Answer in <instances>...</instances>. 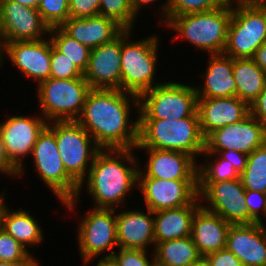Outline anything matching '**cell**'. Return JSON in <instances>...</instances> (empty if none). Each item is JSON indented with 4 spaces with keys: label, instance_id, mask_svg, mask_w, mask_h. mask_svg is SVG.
<instances>
[{
    "label": "cell",
    "instance_id": "6da1fadb",
    "mask_svg": "<svg viewBox=\"0 0 266 266\" xmlns=\"http://www.w3.org/2000/svg\"><path fill=\"white\" fill-rule=\"evenodd\" d=\"M132 109L138 113L139 97L134 94L119 89H91L76 121L100 149H135L139 121L138 115L135 121L130 117Z\"/></svg>",
    "mask_w": 266,
    "mask_h": 266
},
{
    "label": "cell",
    "instance_id": "7a4b0ae2",
    "mask_svg": "<svg viewBox=\"0 0 266 266\" xmlns=\"http://www.w3.org/2000/svg\"><path fill=\"white\" fill-rule=\"evenodd\" d=\"M132 150L100 149L93 159L86 181L80 185L77 197L63 205L71 212L75 210L85 182L86 191L95 202L94 208L116 209L119 204L124 208L127 193L138 186L137 166L141 162Z\"/></svg>",
    "mask_w": 266,
    "mask_h": 266
},
{
    "label": "cell",
    "instance_id": "3957f363",
    "mask_svg": "<svg viewBox=\"0 0 266 266\" xmlns=\"http://www.w3.org/2000/svg\"><path fill=\"white\" fill-rule=\"evenodd\" d=\"M138 144L135 148H154L184 152L196 161L205 149L199 116L183 119H138Z\"/></svg>",
    "mask_w": 266,
    "mask_h": 266
},
{
    "label": "cell",
    "instance_id": "277c9868",
    "mask_svg": "<svg viewBox=\"0 0 266 266\" xmlns=\"http://www.w3.org/2000/svg\"><path fill=\"white\" fill-rule=\"evenodd\" d=\"M232 5L206 12L185 14L166 18L162 26L176 31L175 38L182 37L208 55L222 54L226 42Z\"/></svg>",
    "mask_w": 266,
    "mask_h": 266
},
{
    "label": "cell",
    "instance_id": "5b68a950",
    "mask_svg": "<svg viewBox=\"0 0 266 266\" xmlns=\"http://www.w3.org/2000/svg\"><path fill=\"white\" fill-rule=\"evenodd\" d=\"M132 32V30L121 32L120 90L139 97L162 83L154 82L160 44L156 34L131 42Z\"/></svg>",
    "mask_w": 266,
    "mask_h": 266
},
{
    "label": "cell",
    "instance_id": "8992f818",
    "mask_svg": "<svg viewBox=\"0 0 266 266\" xmlns=\"http://www.w3.org/2000/svg\"><path fill=\"white\" fill-rule=\"evenodd\" d=\"M40 115L52 121H76L91 90L84 77L73 79L48 78L36 86Z\"/></svg>",
    "mask_w": 266,
    "mask_h": 266
},
{
    "label": "cell",
    "instance_id": "52a82bcc",
    "mask_svg": "<svg viewBox=\"0 0 266 266\" xmlns=\"http://www.w3.org/2000/svg\"><path fill=\"white\" fill-rule=\"evenodd\" d=\"M164 81L139 96L138 119H183L198 116L193 85Z\"/></svg>",
    "mask_w": 266,
    "mask_h": 266
},
{
    "label": "cell",
    "instance_id": "ba28073f",
    "mask_svg": "<svg viewBox=\"0 0 266 266\" xmlns=\"http://www.w3.org/2000/svg\"><path fill=\"white\" fill-rule=\"evenodd\" d=\"M47 127L55 134L65 170L80 186L88 176L93 159L100 148L77 121H52Z\"/></svg>",
    "mask_w": 266,
    "mask_h": 266
},
{
    "label": "cell",
    "instance_id": "9c48e42d",
    "mask_svg": "<svg viewBox=\"0 0 266 266\" xmlns=\"http://www.w3.org/2000/svg\"><path fill=\"white\" fill-rule=\"evenodd\" d=\"M266 40V7L232 6L223 54L233 59L252 58Z\"/></svg>",
    "mask_w": 266,
    "mask_h": 266
},
{
    "label": "cell",
    "instance_id": "30bf717a",
    "mask_svg": "<svg viewBox=\"0 0 266 266\" xmlns=\"http://www.w3.org/2000/svg\"><path fill=\"white\" fill-rule=\"evenodd\" d=\"M31 156L37 175L62 204L77 197L80 186L65 170L55 134L47 126L38 135Z\"/></svg>",
    "mask_w": 266,
    "mask_h": 266
},
{
    "label": "cell",
    "instance_id": "8fae6325",
    "mask_svg": "<svg viewBox=\"0 0 266 266\" xmlns=\"http://www.w3.org/2000/svg\"><path fill=\"white\" fill-rule=\"evenodd\" d=\"M78 225V249L84 266L108 251L104 257H112L118 247L116 209L91 208Z\"/></svg>",
    "mask_w": 266,
    "mask_h": 266
},
{
    "label": "cell",
    "instance_id": "7c38bea8",
    "mask_svg": "<svg viewBox=\"0 0 266 266\" xmlns=\"http://www.w3.org/2000/svg\"><path fill=\"white\" fill-rule=\"evenodd\" d=\"M245 194L246 189L240 178L221 182H198V197L201 206L218 214L230 224L256 222L249 215ZM202 200L207 205H203Z\"/></svg>",
    "mask_w": 266,
    "mask_h": 266
},
{
    "label": "cell",
    "instance_id": "4fadbf2b",
    "mask_svg": "<svg viewBox=\"0 0 266 266\" xmlns=\"http://www.w3.org/2000/svg\"><path fill=\"white\" fill-rule=\"evenodd\" d=\"M146 209L156 212L189 204H200L198 180H168L138 177Z\"/></svg>",
    "mask_w": 266,
    "mask_h": 266
},
{
    "label": "cell",
    "instance_id": "5bb4252c",
    "mask_svg": "<svg viewBox=\"0 0 266 266\" xmlns=\"http://www.w3.org/2000/svg\"><path fill=\"white\" fill-rule=\"evenodd\" d=\"M50 28L36 8L13 0H0V41H36L49 34Z\"/></svg>",
    "mask_w": 266,
    "mask_h": 266
},
{
    "label": "cell",
    "instance_id": "9a60e30c",
    "mask_svg": "<svg viewBox=\"0 0 266 266\" xmlns=\"http://www.w3.org/2000/svg\"><path fill=\"white\" fill-rule=\"evenodd\" d=\"M44 117L13 115L0 122V134L10 161L19 169L18 177L26 173L23 159L32 154L38 135L47 126ZM24 168V169H23Z\"/></svg>",
    "mask_w": 266,
    "mask_h": 266
},
{
    "label": "cell",
    "instance_id": "2e32d148",
    "mask_svg": "<svg viewBox=\"0 0 266 266\" xmlns=\"http://www.w3.org/2000/svg\"><path fill=\"white\" fill-rule=\"evenodd\" d=\"M266 143V127L249 114L243 120L211 132L205 138L204 150L234 149L250 154Z\"/></svg>",
    "mask_w": 266,
    "mask_h": 266
},
{
    "label": "cell",
    "instance_id": "e0dca14e",
    "mask_svg": "<svg viewBox=\"0 0 266 266\" xmlns=\"http://www.w3.org/2000/svg\"><path fill=\"white\" fill-rule=\"evenodd\" d=\"M45 38L3 44L4 57L6 54L23 76L35 79L37 84L50 78L51 40Z\"/></svg>",
    "mask_w": 266,
    "mask_h": 266
},
{
    "label": "cell",
    "instance_id": "ac0fdd59",
    "mask_svg": "<svg viewBox=\"0 0 266 266\" xmlns=\"http://www.w3.org/2000/svg\"><path fill=\"white\" fill-rule=\"evenodd\" d=\"M147 152L146 168H139L138 177H153L168 180H198V163L184 152L159 150L154 148H135Z\"/></svg>",
    "mask_w": 266,
    "mask_h": 266
},
{
    "label": "cell",
    "instance_id": "d6986e66",
    "mask_svg": "<svg viewBox=\"0 0 266 266\" xmlns=\"http://www.w3.org/2000/svg\"><path fill=\"white\" fill-rule=\"evenodd\" d=\"M121 77V33L111 42L91 49L84 78L91 89H119Z\"/></svg>",
    "mask_w": 266,
    "mask_h": 266
},
{
    "label": "cell",
    "instance_id": "ffe728a7",
    "mask_svg": "<svg viewBox=\"0 0 266 266\" xmlns=\"http://www.w3.org/2000/svg\"><path fill=\"white\" fill-rule=\"evenodd\" d=\"M225 248L231 251L243 266H266L265 224H231Z\"/></svg>",
    "mask_w": 266,
    "mask_h": 266
},
{
    "label": "cell",
    "instance_id": "44dd1931",
    "mask_svg": "<svg viewBox=\"0 0 266 266\" xmlns=\"http://www.w3.org/2000/svg\"><path fill=\"white\" fill-rule=\"evenodd\" d=\"M197 113L204 138L226 125L237 123L250 114V106L237 96L198 98Z\"/></svg>",
    "mask_w": 266,
    "mask_h": 266
},
{
    "label": "cell",
    "instance_id": "7402d4cb",
    "mask_svg": "<svg viewBox=\"0 0 266 266\" xmlns=\"http://www.w3.org/2000/svg\"><path fill=\"white\" fill-rule=\"evenodd\" d=\"M116 212L118 248L147 250L154 245V212L147 209ZM148 246V247H147Z\"/></svg>",
    "mask_w": 266,
    "mask_h": 266
},
{
    "label": "cell",
    "instance_id": "603a6c76",
    "mask_svg": "<svg viewBox=\"0 0 266 266\" xmlns=\"http://www.w3.org/2000/svg\"><path fill=\"white\" fill-rule=\"evenodd\" d=\"M60 28L90 49L111 42L124 30L113 19L102 15L87 18L69 17Z\"/></svg>",
    "mask_w": 266,
    "mask_h": 266
},
{
    "label": "cell",
    "instance_id": "cb8c5ba5",
    "mask_svg": "<svg viewBox=\"0 0 266 266\" xmlns=\"http://www.w3.org/2000/svg\"><path fill=\"white\" fill-rule=\"evenodd\" d=\"M231 224L221 216L200 206L192 219L191 237L201 256L226 247Z\"/></svg>",
    "mask_w": 266,
    "mask_h": 266
},
{
    "label": "cell",
    "instance_id": "d4e9b609",
    "mask_svg": "<svg viewBox=\"0 0 266 266\" xmlns=\"http://www.w3.org/2000/svg\"><path fill=\"white\" fill-rule=\"evenodd\" d=\"M204 84L194 86L198 98L237 96V85L233 77V58L225 54L208 55Z\"/></svg>",
    "mask_w": 266,
    "mask_h": 266
},
{
    "label": "cell",
    "instance_id": "484cf974",
    "mask_svg": "<svg viewBox=\"0 0 266 266\" xmlns=\"http://www.w3.org/2000/svg\"><path fill=\"white\" fill-rule=\"evenodd\" d=\"M201 204L154 212V239L157 243L191 236L192 219Z\"/></svg>",
    "mask_w": 266,
    "mask_h": 266
},
{
    "label": "cell",
    "instance_id": "4316f807",
    "mask_svg": "<svg viewBox=\"0 0 266 266\" xmlns=\"http://www.w3.org/2000/svg\"><path fill=\"white\" fill-rule=\"evenodd\" d=\"M16 210V211H15ZM10 211L8 206L2 214L1 229L11 235L23 247L28 250V246H35L43 242V230L37 219L27 210L15 209ZM27 246V247H26Z\"/></svg>",
    "mask_w": 266,
    "mask_h": 266
},
{
    "label": "cell",
    "instance_id": "83f0119b",
    "mask_svg": "<svg viewBox=\"0 0 266 266\" xmlns=\"http://www.w3.org/2000/svg\"><path fill=\"white\" fill-rule=\"evenodd\" d=\"M233 77L237 85V97L249 106L266 84V73L251 58L233 59Z\"/></svg>",
    "mask_w": 266,
    "mask_h": 266
},
{
    "label": "cell",
    "instance_id": "f1b7e54d",
    "mask_svg": "<svg viewBox=\"0 0 266 266\" xmlns=\"http://www.w3.org/2000/svg\"><path fill=\"white\" fill-rule=\"evenodd\" d=\"M153 251L159 266H191L201 256L191 236L157 243Z\"/></svg>",
    "mask_w": 266,
    "mask_h": 266
},
{
    "label": "cell",
    "instance_id": "f546056e",
    "mask_svg": "<svg viewBox=\"0 0 266 266\" xmlns=\"http://www.w3.org/2000/svg\"><path fill=\"white\" fill-rule=\"evenodd\" d=\"M48 36L52 45L75 63L83 73L87 70L91 53L89 47L66 34L60 27L50 28Z\"/></svg>",
    "mask_w": 266,
    "mask_h": 266
},
{
    "label": "cell",
    "instance_id": "4dcf8cb0",
    "mask_svg": "<svg viewBox=\"0 0 266 266\" xmlns=\"http://www.w3.org/2000/svg\"><path fill=\"white\" fill-rule=\"evenodd\" d=\"M240 180L246 190L266 193V143L248 154Z\"/></svg>",
    "mask_w": 266,
    "mask_h": 266
},
{
    "label": "cell",
    "instance_id": "1f68e13d",
    "mask_svg": "<svg viewBox=\"0 0 266 266\" xmlns=\"http://www.w3.org/2000/svg\"><path fill=\"white\" fill-rule=\"evenodd\" d=\"M228 5H230L229 0H165L160 6V10L162 11L158 10L159 13L161 12V19H163L160 20V24L162 25L166 21V18L206 12Z\"/></svg>",
    "mask_w": 266,
    "mask_h": 266
},
{
    "label": "cell",
    "instance_id": "d6a6232c",
    "mask_svg": "<svg viewBox=\"0 0 266 266\" xmlns=\"http://www.w3.org/2000/svg\"><path fill=\"white\" fill-rule=\"evenodd\" d=\"M201 155L206 156L207 160L204 159V164H198V182H221L240 178L230 161L220 158L216 153L203 152ZM212 157L216 159L213 160Z\"/></svg>",
    "mask_w": 266,
    "mask_h": 266
},
{
    "label": "cell",
    "instance_id": "836d02e7",
    "mask_svg": "<svg viewBox=\"0 0 266 266\" xmlns=\"http://www.w3.org/2000/svg\"><path fill=\"white\" fill-rule=\"evenodd\" d=\"M99 15L113 19L124 30H134L137 16L131 0H100Z\"/></svg>",
    "mask_w": 266,
    "mask_h": 266
},
{
    "label": "cell",
    "instance_id": "e575fe53",
    "mask_svg": "<svg viewBox=\"0 0 266 266\" xmlns=\"http://www.w3.org/2000/svg\"><path fill=\"white\" fill-rule=\"evenodd\" d=\"M0 261L13 263H39L25 247L0 229Z\"/></svg>",
    "mask_w": 266,
    "mask_h": 266
},
{
    "label": "cell",
    "instance_id": "d590c367",
    "mask_svg": "<svg viewBox=\"0 0 266 266\" xmlns=\"http://www.w3.org/2000/svg\"><path fill=\"white\" fill-rule=\"evenodd\" d=\"M69 3L70 0H41L37 10L49 28L60 27L70 17Z\"/></svg>",
    "mask_w": 266,
    "mask_h": 266
},
{
    "label": "cell",
    "instance_id": "8d00e7d4",
    "mask_svg": "<svg viewBox=\"0 0 266 266\" xmlns=\"http://www.w3.org/2000/svg\"><path fill=\"white\" fill-rule=\"evenodd\" d=\"M50 77L57 79H73L84 77L78 66L58 51L51 42Z\"/></svg>",
    "mask_w": 266,
    "mask_h": 266
},
{
    "label": "cell",
    "instance_id": "74e56055",
    "mask_svg": "<svg viewBox=\"0 0 266 266\" xmlns=\"http://www.w3.org/2000/svg\"><path fill=\"white\" fill-rule=\"evenodd\" d=\"M116 252L113 253L112 257L118 263L119 266H156L155 255L152 254V260L147 257V250L142 249H123L116 248Z\"/></svg>",
    "mask_w": 266,
    "mask_h": 266
},
{
    "label": "cell",
    "instance_id": "f35d334b",
    "mask_svg": "<svg viewBox=\"0 0 266 266\" xmlns=\"http://www.w3.org/2000/svg\"><path fill=\"white\" fill-rule=\"evenodd\" d=\"M246 205L249 215L258 223L263 222L261 216L266 217V193L246 190Z\"/></svg>",
    "mask_w": 266,
    "mask_h": 266
},
{
    "label": "cell",
    "instance_id": "ab89813d",
    "mask_svg": "<svg viewBox=\"0 0 266 266\" xmlns=\"http://www.w3.org/2000/svg\"><path fill=\"white\" fill-rule=\"evenodd\" d=\"M100 0H70L69 16L87 18L99 15Z\"/></svg>",
    "mask_w": 266,
    "mask_h": 266
},
{
    "label": "cell",
    "instance_id": "60d3db41",
    "mask_svg": "<svg viewBox=\"0 0 266 266\" xmlns=\"http://www.w3.org/2000/svg\"><path fill=\"white\" fill-rule=\"evenodd\" d=\"M204 153H216L220 158L226 159L230 161L237 170L239 174H241L247 164L248 154L243 152L229 149V150H204Z\"/></svg>",
    "mask_w": 266,
    "mask_h": 266
},
{
    "label": "cell",
    "instance_id": "b9f144b4",
    "mask_svg": "<svg viewBox=\"0 0 266 266\" xmlns=\"http://www.w3.org/2000/svg\"><path fill=\"white\" fill-rule=\"evenodd\" d=\"M212 266H243L242 262L226 248L206 255Z\"/></svg>",
    "mask_w": 266,
    "mask_h": 266
},
{
    "label": "cell",
    "instance_id": "7bdbcfd3",
    "mask_svg": "<svg viewBox=\"0 0 266 266\" xmlns=\"http://www.w3.org/2000/svg\"><path fill=\"white\" fill-rule=\"evenodd\" d=\"M250 114L266 127V84L257 99L250 105Z\"/></svg>",
    "mask_w": 266,
    "mask_h": 266
},
{
    "label": "cell",
    "instance_id": "ee69618b",
    "mask_svg": "<svg viewBox=\"0 0 266 266\" xmlns=\"http://www.w3.org/2000/svg\"><path fill=\"white\" fill-rule=\"evenodd\" d=\"M0 173L1 174H6V176L9 177L14 176L18 177L19 169L10 161L4 142L2 140L1 134H0Z\"/></svg>",
    "mask_w": 266,
    "mask_h": 266
},
{
    "label": "cell",
    "instance_id": "f6af8a7d",
    "mask_svg": "<svg viewBox=\"0 0 266 266\" xmlns=\"http://www.w3.org/2000/svg\"><path fill=\"white\" fill-rule=\"evenodd\" d=\"M266 73V43H263L251 58Z\"/></svg>",
    "mask_w": 266,
    "mask_h": 266
},
{
    "label": "cell",
    "instance_id": "bcb514c9",
    "mask_svg": "<svg viewBox=\"0 0 266 266\" xmlns=\"http://www.w3.org/2000/svg\"><path fill=\"white\" fill-rule=\"evenodd\" d=\"M236 1V2H235ZM235 2V3H234ZM230 5L234 6H257L266 7V0H229ZM234 3V4H233Z\"/></svg>",
    "mask_w": 266,
    "mask_h": 266
},
{
    "label": "cell",
    "instance_id": "7dc6e473",
    "mask_svg": "<svg viewBox=\"0 0 266 266\" xmlns=\"http://www.w3.org/2000/svg\"><path fill=\"white\" fill-rule=\"evenodd\" d=\"M157 0H131L132 3V9L135 13V15L138 16L141 8H144L145 6H148L149 4H153Z\"/></svg>",
    "mask_w": 266,
    "mask_h": 266
},
{
    "label": "cell",
    "instance_id": "c3c4849f",
    "mask_svg": "<svg viewBox=\"0 0 266 266\" xmlns=\"http://www.w3.org/2000/svg\"><path fill=\"white\" fill-rule=\"evenodd\" d=\"M102 258V259H101ZM94 266H119L113 257H100Z\"/></svg>",
    "mask_w": 266,
    "mask_h": 266
},
{
    "label": "cell",
    "instance_id": "681fc988",
    "mask_svg": "<svg viewBox=\"0 0 266 266\" xmlns=\"http://www.w3.org/2000/svg\"><path fill=\"white\" fill-rule=\"evenodd\" d=\"M23 6L31 7V8H38L41 0H13Z\"/></svg>",
    "mask_w": 266,
    "mask_h": 266
},
{
    "label": "cell",
    "instance_id": "f907efd6",
    "mask_svg": "<svg viewBox=\"0 0 266 266\" xmlns=\"http://www.w3.org/2000/svg\"><path fill=\"white\" fill-rule=\"evenodd\" d=\"M191 266H212L206 256H200Z\"/></svg>",
    "mask_w": 266,
    "mask_h": 266
},
{
    "label": "cell",
    "instance_id": "816d5d0a",
    "mask_svg": "<svg viewBox=\"0 0 266 266\" xmlns=\"http://www.w3.org/2000/svg\"><path fill=\"white\" fill-rule=\"evenodd\" d=\"M5 194L6 193H0V229H1V226H2V214H3V212H4V209L6 208V203H5Z\"/></svg>",
    "mask_w": 266,
    "mask_h": 266
},
{
    "label": "cell",
    "instance_id": "f5cc1de1",
    "mask_svg": "<svg viewBox=\"0 0 266 266\" xmlns=\"http://www.w3.org/2000/svg\"><path fill=\"white\" fill-rule=\"evenodd\" d=\"M39 263H13L0 261V266H39Z\"/></svg>",
    "mask_w": 266,
    "mask_h": 266
},
{
    "label": "cell",
    "instance_id": "db71d44e",
    "mask_svg": "<svg viewBox=\"0 0 266 266\" xmlns=\"http://www.w3.org/2000/svg\"><path fill=\"white\" fill-rule=\"evenodd\" d=\"M2 52H3V45H2V43L0 41V66L4 64V60H5V58L3 57Z\"/></svg>",
    "mask_w": 266,
    "mask_h": 266
}]
</instances>
